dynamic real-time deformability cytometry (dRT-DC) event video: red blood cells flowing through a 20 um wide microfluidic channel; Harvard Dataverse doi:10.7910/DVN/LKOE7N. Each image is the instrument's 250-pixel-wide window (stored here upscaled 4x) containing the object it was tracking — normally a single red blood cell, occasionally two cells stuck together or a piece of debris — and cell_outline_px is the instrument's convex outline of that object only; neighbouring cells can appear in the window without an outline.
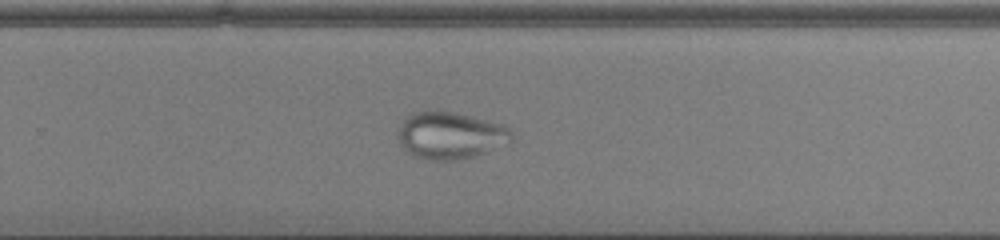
{"species": "common noctule bat (a hibernating species)", "species_latin": "Nyctalus noctula", "temperature_condition": "cold", "stored_images_in_passage": 54, "camera_frame_rate_fps": 3000, "um_per_image_px": 0.085, "animal": {"sex": "male", "body_mass_g": 13.0, "forearm_length_mm": 53.1}, "frame": {"image": 1, "passage_image": 37, "time_ms": 12.0, "image_size_px": [1000, 240], "cell_outline_px": [[512, 140], [508, 144], [472, 156], [456, 160], [428, 160], [416, 156], [408, 152], [400, 144], [396, 136], [396, 132], [400, 124], [412, 112], [456, 112], [504, 124], [512, 132]], "centroid_in_image_um": [38.27, 11.51], "position_along_channel_um": 291.5, "area_um2": 31.1}}